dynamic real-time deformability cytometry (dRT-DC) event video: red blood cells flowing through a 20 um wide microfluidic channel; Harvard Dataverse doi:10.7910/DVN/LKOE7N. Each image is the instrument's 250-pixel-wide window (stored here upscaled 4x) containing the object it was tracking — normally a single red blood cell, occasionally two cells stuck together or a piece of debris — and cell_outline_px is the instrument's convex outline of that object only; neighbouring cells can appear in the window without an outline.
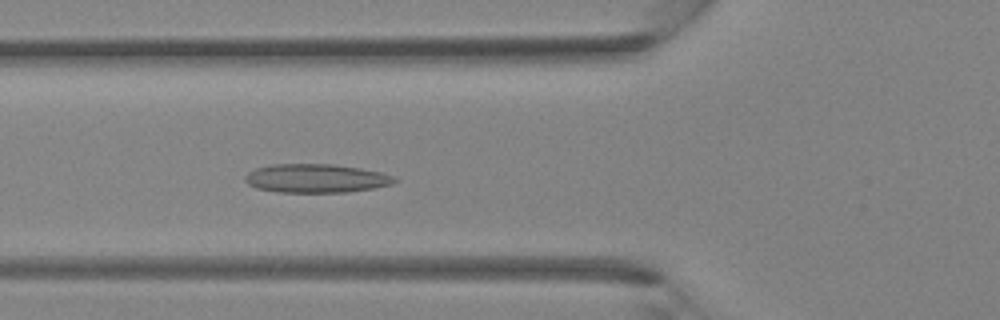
{"species": "Egyptian fruit bat (a non-hibernating species)", "species_latin": "Rousettus aegyptiacus", "temperature_condition": "room temperature", "stored_images_in_passage": 40, "camera_frame_rate_fps": 3000, "um_per_image_px": 0.085, "animal": {"sex": "female"}, "frame": {"image": 1, "passage_image": 15, "time_ms": 4.667, "image_size_px": [1000, 320], "cell_outline_px": [[400, 180], [392, 184], [372, 188], [348, 192], [280, 192], [256, 188], [248, 184], [244, 180], [244, 176], [248, 172], [256, 168], [272, 164], [332, 164], [360, 168], [380, 172], [396, 176]], "centroid_in_image_um": [26.88, 15.15], "position_along_channel_um": 98.9, "area_um2": 25.09}}
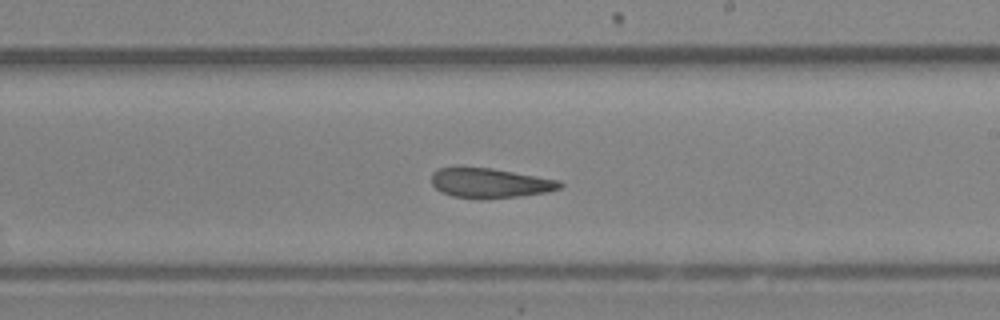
{"frame": {"image": 2, "passage_image": 24, "time_ms": 7.667, "image_size_px": [1000, 320], "cell_outline_px": [[564, 184], [560, 188], [548, 192], [520, 196], [452, 196], [440, 192], [432, 184], [432, 172], [436, 168], [492, 168], [560, 180]], "centroid_in_image_um": [41.68, 15.52], "position_along_channel_um": 247.3, "area_um2": 21.44}}
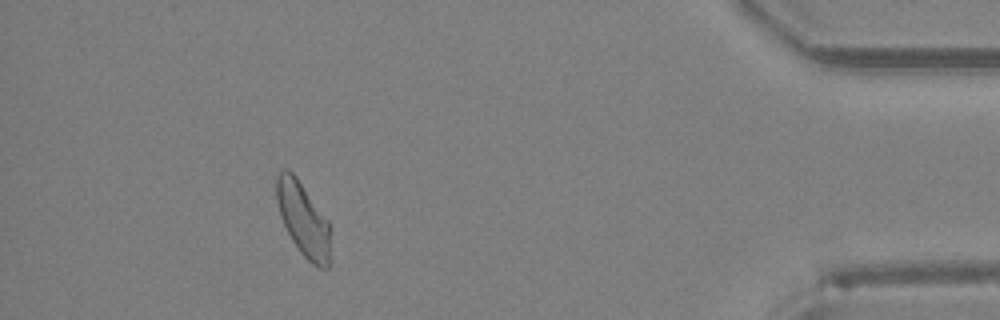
{"frame": {"image": 3, "passage_image": 37, "time_ms": 12.0, "image_size_px": [1000, 320], "cell_outline_px": [[328, 268], [320, 268], [312, 264], [300, 252], [292, 240], [280, 216], [276, 200], [276, 176], [284, 168], [288, 168], [296, 176], [328, 220]], "centroid_in_image_um": [25.72, 18.59], "position_along_channel_um": 409.5, "area_um2": 22.72}}